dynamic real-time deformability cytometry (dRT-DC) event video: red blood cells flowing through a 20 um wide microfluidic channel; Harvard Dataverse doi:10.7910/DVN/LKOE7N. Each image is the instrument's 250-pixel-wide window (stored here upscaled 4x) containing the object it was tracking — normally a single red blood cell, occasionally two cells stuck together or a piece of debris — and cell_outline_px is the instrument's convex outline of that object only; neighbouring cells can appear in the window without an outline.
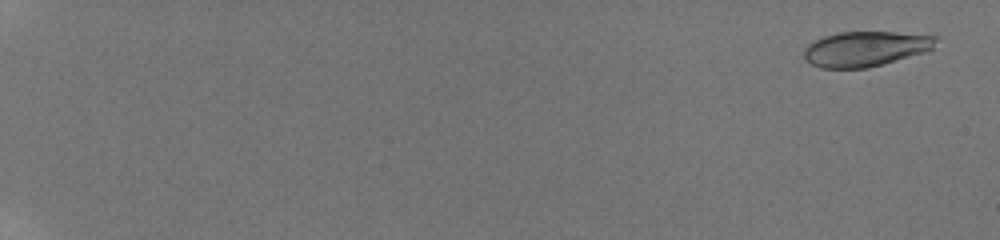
{"species": "human", "species_latin": "Homo sapiens", "temperature_condition": "room temperature", "stored_images_in_passage": 26, "camera_frame_rate_fps": 3000, "um_per_image_px": 0.085, "donor": {"sex": "male"}, "frame": {"image": 1, "passage_image": 2, "time_ms": 0.667, "image_size_px": [1000, 240], "cell_outline_px": [[940, 36], [932, 48], [924, 52], [868, 68], [820, 68], [804, 60], [804, 48], [812, 40], [836, 32], [892, 32]], "centroid_in_image_um": [73.53, 4.14], "position_along_channel_um": 11.5, "area_um2": 27.05}}
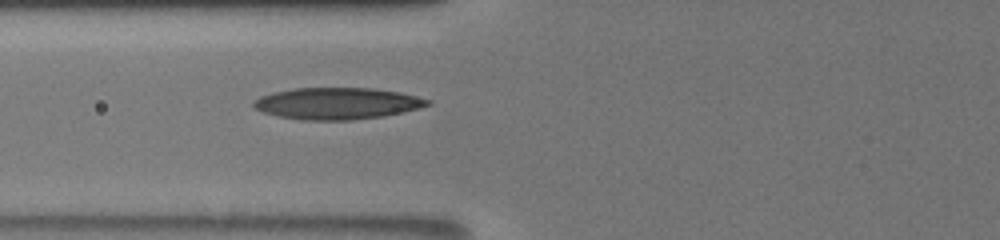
{"frame": {"image": 2, "passage_image": 13, "time_ms": 9.0, "image_size_px": [1000, 240], "cell_outline_px": [[432, 104], [420, 108], [404, 112], [380, 116], [352, 120], [300, 120], [280, 116], [264, 112], [256, 108], [252, 104], [260, 96], [292, 88], [372, 88], [400, 92], [432, 100]], "centroid_in_image_um": [28.71, 8.79], "position_along_channel_um": 97.1, "area_um2": 31.96}}
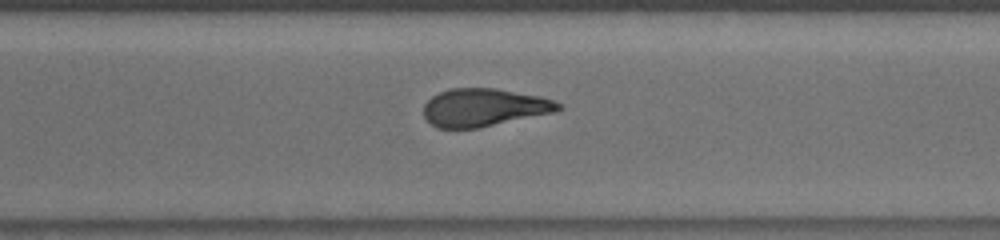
{"frame": {"image": 3, "passage_image": 26, "time_ms": 15.0, "image_size_px": [1000, 240], "cell_outline_px": [[564, 108], [556, 112], [476, 128], [436, 128], [424, 116], [424, 104], [432, 96], [448, 88], [496, 88], [540, 96], [564, 104]], "centroid_in_image_um": [41.17, 9.12], "position_along_channel_um": 329.4, "area_um2": 29.77}}